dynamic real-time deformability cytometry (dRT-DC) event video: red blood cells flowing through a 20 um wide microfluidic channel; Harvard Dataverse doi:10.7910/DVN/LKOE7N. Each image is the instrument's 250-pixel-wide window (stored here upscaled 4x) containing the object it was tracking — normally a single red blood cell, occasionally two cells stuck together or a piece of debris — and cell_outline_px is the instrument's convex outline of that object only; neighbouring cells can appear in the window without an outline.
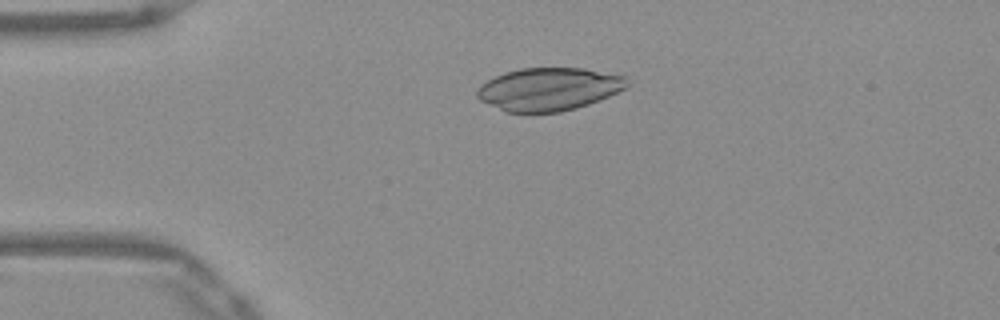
{"species": "Egyptian fruit bat (a non-hibernating species)", "species_latin": "Rousettus aegyptiacus", "temperature_condition": "warm", "stored_images_in_passage": 51, "camera_frame_rate_fps": 3000, "um_per_image_px": 0.085, "frame": {"image": 1, "passage_image": 12, "time_ms": 3.667, "image_size_px": [1000, 320], "cell_outline_px": [[628, 84], [624, 88], [608, 96], [588, 104], [576, 108], [560, 112], [504, 112], [480, 100], [476, 96], [476, 88], [480, 84], [504, 72], [520, 68], [584, 68], [624, 76]], "centroid_in_image_um": [46.58, 7.57], "position_along_channel_um": 38.4, "area_um2": 37.34}}